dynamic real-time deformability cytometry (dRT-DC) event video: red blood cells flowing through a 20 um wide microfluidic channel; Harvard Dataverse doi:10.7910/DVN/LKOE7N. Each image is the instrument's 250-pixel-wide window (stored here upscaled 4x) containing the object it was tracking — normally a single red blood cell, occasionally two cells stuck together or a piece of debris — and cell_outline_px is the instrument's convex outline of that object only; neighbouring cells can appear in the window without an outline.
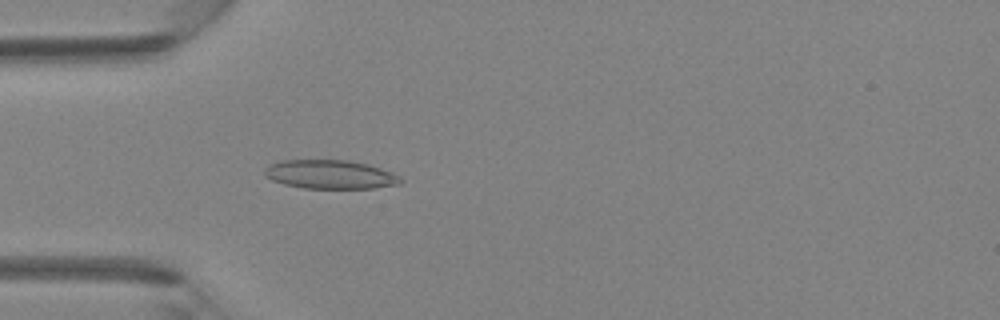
{"species": "Egyptian fruit bat (a non-hibernating species)", "species_latin": "Rousettus aegyptiacus", "temperature_condition": "room temperature", "stored_images_in_passage": 40, "camera_frame_rate_fps": 3000, "um_per_image_px": 0.085, "animal": {"sex": "female"}, "frame": {"image": 1, "passage_image": 11, "time_ms": 3.333, "image_size_px": [1000, 320], "cell_outline_px": [[404, 180], [400, 184], [372, 188], [304, 188], [284, 184], [272, 180], [264, 176], [264, 168], [268, 164], [280, 160], [348, 160], [368, 164], [392, 172], [400, 176]], "centroid_in_image_um": [28.05, 14.82], "position_along_channel_um": 57.0, "area_um2": 23.0}}
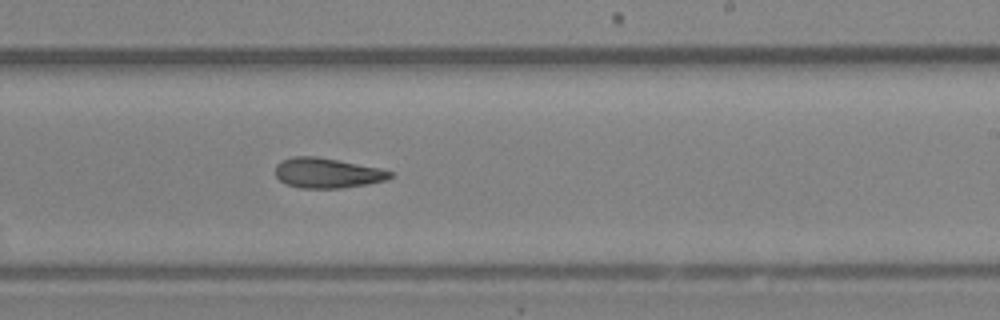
{"frame": {"image": 2, "passage_image": 24, "time_ms": 7.667, "image_size_px": [1000, 320], "cell_outline_px": [[392, 176], [388, 180], [368, 184], [340, 188], [300, 188], [288, 184], [280, 180], [276, 176], [276, 164], [280, 160], [292, 156], [316, 156], [380, 168], [392, 172]], "centroid_in_image_um": [27.81, 14.7], "position_along_channel_um": 261.2, "area_um2": 20.11}}
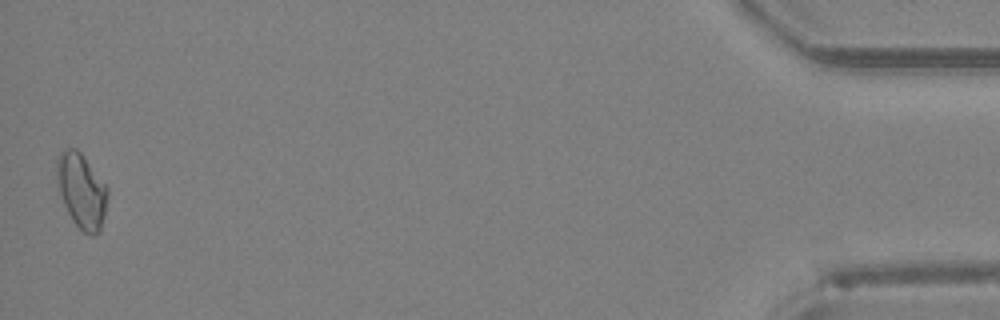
{"frame": {"image": 3, "passage_image": 40, "time_ms": 13.0, "image_size_px": [1000, 320], "cell_outline_px": [[108, 196], [104, 216], [100, 232], [92, 236], [84, 232], [72, 220], [64, 204], [60, 192], [56, 176], [56, 160], [60, 152], [64, 148], [76, 148], [84, 156], [108, 188]], "centroid_in_image_um": [6.93, 16.2], "position_along_channel_um": 428.3, "area_um2": 22.08}}